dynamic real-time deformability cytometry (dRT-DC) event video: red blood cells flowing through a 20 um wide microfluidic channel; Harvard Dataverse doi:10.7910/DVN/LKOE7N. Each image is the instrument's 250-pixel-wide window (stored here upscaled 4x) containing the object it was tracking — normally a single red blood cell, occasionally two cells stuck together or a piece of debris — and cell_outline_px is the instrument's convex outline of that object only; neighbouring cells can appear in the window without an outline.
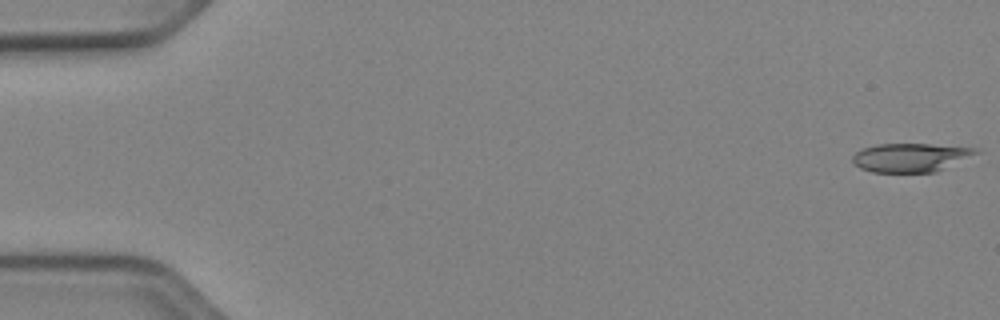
{"species": "Egyptian fruit bat (a non-hibernating species)", "species_latin": "Rousettus aegyptiacus", "temperature_condition": "cold", "stored_images_in_passage": 52, "camera_frame_rate_fps": 3000, "um_per_image_px": 0.085, "animal": {"sex": "female"}, "frame": {"image": 1, "passage_image": 1, "time_ms": 0.0, "image_size_px": [1000, 320], "cell_outline_px": [[980, 152], [936, 172], [872, 172], [860, 168], [852, 160], [852, 156], [856, 152], [864, 148], [876, 144], [928, 144], [980, 148]], "centroid_in_image_um": [77.41, 13.38], "position_along_channel_um": 7.6, "area_um2": 20.52}}
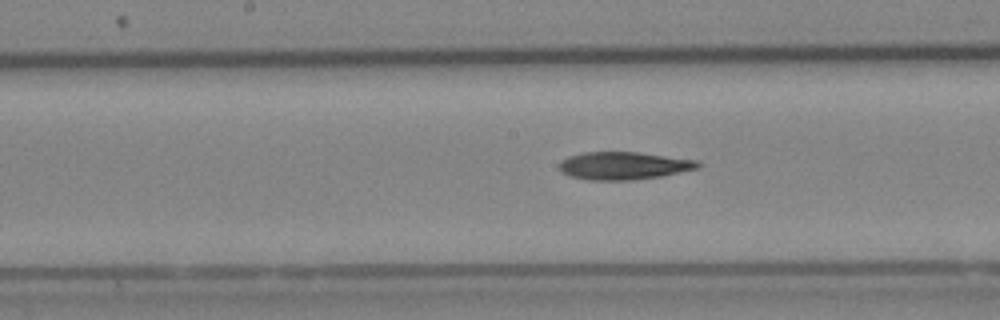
{"frame": {"image": 2, "passage_image": 27, "time_ms": 8.667, "image_size_px": [1000, 320], "cell_outline_px": [[704, 164], [700, 168], [660, 176], [632, 180], [588, 180], [568, 176], [560, 172], [556, 168], [560, 160], [568, 156], [584, 152], [640, 152], [700, 160]], "centroid_in_image_um": [53.0, 14.08], "position_along_channel_um": 195.2, "area_um2": 22.95}}
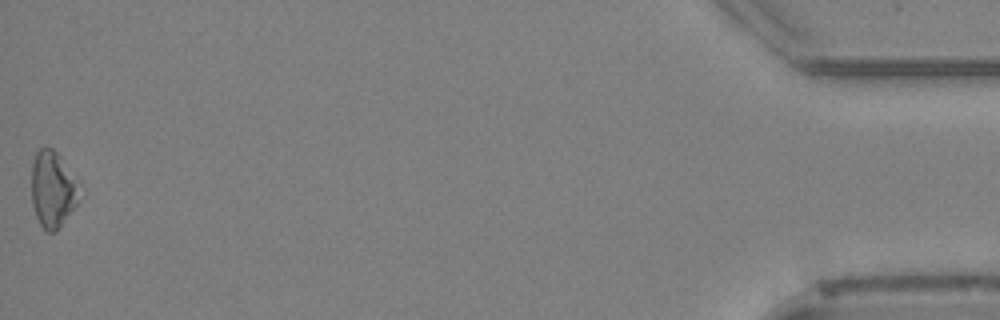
{"frame": {"image": 3, "passage_image": 52, "time_ms": 17.0, "image_size_px": [1000, 320], "cell_outline_px": [[76, 204], [56, 232], [48, 232], [40, 224], [36, 216], [32, 204], [32, 160], [36, 152], [44, 144], [52, 148], [60, 156], [72, 180]], "centroid_in_image_um": [4.36, 16.08], "position_along_channel_um": 430.8, "area_um2": 20.11}, "authors_computed_cell_mechanics": {"area_um2": 22.1374, "velocity_mm_per_s": 3.9472, "shape_relaxation_time_tau1_ms": 10.3884, "shape_relaxation_time_tau2_ms": null, "deformation_change_tau1": 0.1966, "deformation_change_tau2": null}}